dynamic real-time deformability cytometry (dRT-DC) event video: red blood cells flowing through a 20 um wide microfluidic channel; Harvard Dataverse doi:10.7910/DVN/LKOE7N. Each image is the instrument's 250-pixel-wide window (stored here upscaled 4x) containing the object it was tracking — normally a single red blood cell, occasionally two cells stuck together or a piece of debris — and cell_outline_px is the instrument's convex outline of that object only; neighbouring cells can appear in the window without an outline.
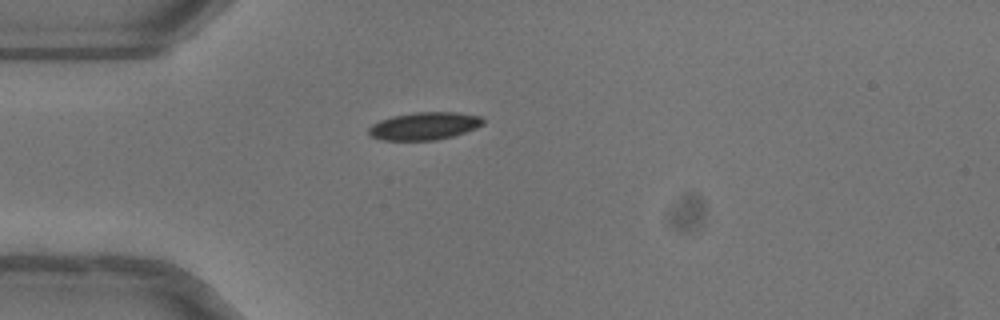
{"species": "common noctule bat (a hibernating species)", "species_latin": "Nyctalus noctula", "temperature_condition": "warm", "stored_images_in_passage": 38, "camera_frame_rate_fps": 3000, "um_per_image_px": 0.085, "animal": {"sex": "female"}, "frame": {"image": 1, "passage_image": 1, "time_ms": 0.0, "image_size_px": [1000, 320], "cell_outline_px": [[484, 124], [476, 128], [452, 136], [436, 140], [384, 140], [372, 136], [368, 132], [368, 128], [372, 124], [380, 120], [392, 116], [416, 112], [456, 112], [480, 116], [484, 120]], "centroid_in_image_um": [36.07, 10.7], "position_along_channel_um": 48.9, "area_um2": 18.32}}
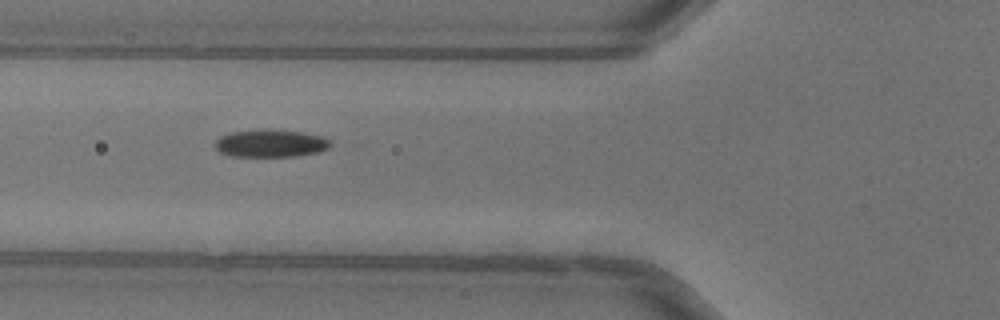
{"frame": {"image": 2, "passage_image": 6, "time_ms": 1.667, "image_size_px": [1000, 320], "cell_outline_px": [[332, 144], [328, 148], [320, 152], [296, 156], [232, 156], [220, 152], [216, 148], [216, 140], [220, 136], [232, 132], [260, 128], [304, 132], [324, 136], [332, 140]], "centroid_in_image_um": [23.06, 12.17], "position_along_channel_um": 102.7, "area_um2": 18.84}, "authors_computed_cell_mechanics": {"area_um2": 18.8717, "velocity_mm_per_s": 4.026, "shape_relaxation_time_tau1_ms": 5.3731, "shape_relaxation_time_tau2_ms": 4.9695, "deformation_change_tau1": 0.1227, "deformation_change_tau2": 0.0782}}